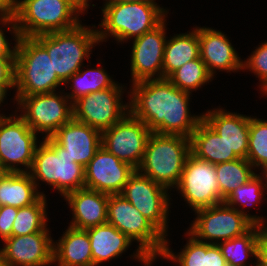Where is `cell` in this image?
<instances>
[{
  "instance_id": "1",
  "label": "cell",
  "mask_w": 267,
  "mask_h": 266,
  "mask_svg": "<svg viewBox=\"0 0 267 266\" xmlns=\"http://www.w3.org/2000/svg\"><path fill=\"white\" fill-rule=\"evenodd\" d=\"M130 93V94H129ZM129 113L158 134L190 138L203 119L190 114V93L174 86L167 78L132 83Z\"/></svg>"
},
{
  "instance_id": "2",
  "label": "cell",
  "mask_w": 267,
  "mask_h": 266,
  "mask_svg": "<svg viewBox=\"0 0 267 266\" xmlns=\"http://www.w3.org/2000/svg\"><path fill=\"white\" fill-rule=\"evenodd\" d=\"M101 10L103 18L99 26L102 30L97 29L99 42L109 36L120 43L141 37L157 27L168 14L155 1L105 2Z\"/></svg>"
},
{
  "instance_id": "3",
  "label": "cell",
  "mask_w": 267,
  "mask_h": 266,
  "mask_svg": "<svg viewBox=\"0 0 267 266\" xmlns=\"http://www.w3.org/2000/svg\"><path fill=\"white\" fill-rule=\"evenodd\" d=\"M107 223L139 243L132 257L144 266L162 255L166 237L121 194L109 195Z\"/></svg>"
},
{
  "instance_id": "4",
  "label": "cell",
  "mask_w": 267,
  "mask_h": 266,
  "mask_svg": "<svg viewBox=\"0 0 267 266\" xmlns=\"http://www.w3.org/2000/svg\"><path fill=\"white\" fill-rule=\"evenodd\" d=\"M190 154L189 138L152 132L137 170L171 191L179 183Z\"/></svg>"
},
{
  "instance_id": "5",
  "label": "cell",
  "mask_w": 267,
  "mask_h": 266,
  "mask_svg": "<svg viewBox=\"0 0 267 266\" xmlns=\"http://www.w3.org/2000/svg\"><path fill=\"white\" fill-rule=\"evenodd\" d=\"M13 14L21 37L66 31L82 22V13L68 0H16Z\"/></svg>"
},
{
  "instance_id": "6",
  "label": "cell",
  "mask_w": 267,
  "mask_h": 266,
  "mask_svg": "<svg viewBox=\"0 0 267 266\" xmlns=\"http://www.w3.org/2000/svg\"><path fill=\"white\" fill-rule=\"evenodd\" d=\"M63 84L47 50L34 37L19 36L16 43L15 96L51 93Z\"/></svg>"
},
{
  "instance_id": "7",
  "label": "cell",
  "mask_w": 267,
  "mask_h": 266,
  "mask_svg": "<svg viewBox=\"0 0 267 266\" xmlns=\"http://www.w3.org/2000/svg\"><path fill=\"white\" fill-rule=\"evenodd\" d=\"M34 38L47 50L53 68L63 83L84 66L83 61L90 59L91 48L99 43L97 29L83 26L82 23L70 30Z\"/></svg>"
},
{
  "instance_id": "8",
  "label": "cell",
  "mask_w": 267,
  "mask_h": 266,
  "mask_svg": "<svg viewBox=\"0 0 267 266\" xmlns=\"http://www.w3.org/2000/svg\"><path fill=\"white\" fill-rule=\"evenodd\" d=\"M39 144L29 171L36 187H39L41 180L59 191L62 197L85 188V167L72 162L65 149L51 137L43 138Z\"/></svg>"
},
{
  "instance_id": "9",
  "label": "cell",
  "mask_w": 267,
  "mask_h": 266,
  "mask_svg": "<svg viewBox=\"0 0 267 266\" xmlns=\"http://www.w3.org/2000/svg\"><path fill=\"white\" fill-rule=\"evenodd\" d=\"M56 91L29 96H15L21 109L19 115L27 125L43 138L51 137L61 126L73 118L72 102L64 93Z\"/></svg>"
},
{
  "instance_id": "10",
  "label": "cell",
  "mask_w": 267,
  "mask_h": 266,
  "mask_svg": "<svg viewBox=\"0 0 267 266\" xmlns=\"http://www.w3.org/2000/svg\"><path fill=\"white\" fill-rule=\"evenodd\" d=\"M37 135L20 116H0V166L6 172H29L40 143Z\"/></svg>"
},
{
  "instance_id": "11",
  "label": "cell",
  "mask_w": 267,
  "mask_h": 266,
  "mask_svg": "<svg viewBox=\"0 0 267 266\" xmlns=\"http://www.w3.org/2000/svg\"><path fill=\"white\" fill-rule=\"evenodd\" d=\"M195 214L197 217L188 232L209 244L217 245L219 241L240 237L254 226L244 214L224 202L196 210Z\"/></svg>"
},
{
  "instance_id": "12",
  "label": "cell",
  "mask_w": 267,
  "mask_h": 266,
  "mask_svg": "<svg viewBox=\"0 0 267 266\" xmlns=\"http://www.w3.org/2000/svg\"><path fill=\"white\" fill-rule=\"evenodd\" d=\"M123 86L113 87L82 96L72 103L73 119L101 132L111 128L129 113V103H123Z\"/></svg>"
},
{
  "instance_id": "13",
  "label": "cell",
  "mask_w": 267,
  "mask_h": 266,
  "mask_svg": "<svg viewBox=\"0 0 267 266\" xmlns=\"http://www.w3.org/2000/svg\"><path fill=\"white\" fill-rule=\"evenodd\" d=\"M121 195L167 238L171 199L167 188L135 170Z\"/></svg>"
},
{
  "instance_id": "14",
  "label": "cell",
  "mask_w": 267,
  "mask_h": 266,
  "mask_svg": "<svg viewBox=\"0 0 267 266\" xmlns=\"http://www.w3.org/2000/svg\"><path fill=\"white\" fill-rule=\"evenodd\" d=\"M195 212L222 203L215 165L189 155L175 187Z\"/></svg>"
},
{
  "instance_id": "15",
  "label": "cell",
  "mask_w": 267,
  "mask_h": 266,
  "mask_svg": "<svg viewBox=\"0 0 267 266\" xmlns=\"http://www.w3.org/2000/svg\"><path fill=\"white\" fill-rule=\"evenodd\" d=\"M151 133L144 122L128 113L111 128L102 131V147L137 170Z\"/></svg>"
},
{
  "instance_id": "16",
  "label": "cell",
  "mask_w": 267,
  "mask_h": 266,
  "mask_svg": "<svg viewBox=\"0 0 267 266\" xmlns=\"http://www.w3.org/2000/svg\"><path fill=\"white\" fill-rule=\"evenodd\" d=\"M166 19L153 30L133 40L131 52L132 83L163 78V58L166 43Z\"/></svg>"
},
{
  "instance_id": "17",
  "label": "cell",
  "mask_w": 267,
  "mask_h": 266,
  "mask_svg": "<svg viewBox=\"0 0 267 266\" xmlns=\"http://www.w3.org/2000/svg\"><path fill=\"white\" fill-rule=\"evenodd\" d=\"M135 169L120 161L102 146L85 167V188L112 194H121Z\"/></svg>"
},
{
  "instance_id": "18",
  "label": "cell",
  "mask_w": 267,
  "mask_h": 266,
  "mask_svg": "<svg viewBox=\"0 0 267 266\" xmlns=\"http://www.w3.org/2000/svg\"><path fill=\"white\" fill-rule=\"evenodd\" d=\"M48 228L5 239L0 248L8 266H50L53 263V245Z\"/></svg>"
},
{
  "instance_id": "19",
  "label": "cell",
  "mask_w": 267,
  "mask_h": 266,
  "mask_svg": "<svg viewBox=\"0 0 267 266\" xmlns=\"http://www.w3.org/2000/svg\"><path fill=\"white\" fill-rule=\"evenodd\" d=\"M51 138L65 149L72 162L83 167L93 159L102 146V132L87 124L71 119L61 126Z\"/></svg>"
},
{
  "instance_id": "20",
  "label": "cell",
  "mask_w": 267,
  "mask_h": 266,
  "mask_svg": "<svg viewBox=\"0 0 267 266\" xmlns=\"http://www.w3.org/2000/svg\"><path fill=\"white\" fill-rule=\"evenodd\" d=\"M198 39L200 58L213 78L216 69L227 73L243 70L241 58L224 33L209 27H198Z\"/></svg>"
},
{
  "instance_id": "21",
  "label": "cell",
  "mask_w": 267,
  "mask_h": 266,
  "mask_svg": "<svg viewBox=\"0 0 267 266\" xmlns=\"http://www.w3.org/2000/svg\"><path fill=\"white\" fill-rule=\"evenodd\" d=\"M203 120L219 134L239 158L247 159L250 117L217 108L202 114Z\"/></svg>"
},
{
  "instance_id": "22",
  "label": "cell",
  "mask_w": 267,
  "mask_h": 266,
  "mask_svg": "<svg viewBox=\"0 0 267 266\" xmlns=\"http://www.w3.org/2000/svg\"><path fill=\"white\" fill-rule=\"evenodd\" d=\"M64 198L73 211L69 226L86 230L107 223L109 194L82 188Z\"/></svg>"
},
{
  "instance_id": "23",
  "label": "cell",
  "mask_w": 267,
  "mask_h": 266,
  "mask_svg": "<svg viewBox=\"0 0 267 266\" xmlns=\"http://www.w3.org/2000/svg\"><path fill=\"white\" fill-rule=\"evenodd\" d=\"M53 245V263L58 266H92L91 243L85 229L68 226Z\"/></svg>"
},
{
  "instance_id": "24",
  "label": "cell",
  "mask_w": 267,
  "mask_h": 266,
  "mask_svg": "<svg viewBox=\"0 0 267 266\" xmlns=\"http://www.w3.org/2000/svg\"><path fill=\"white\" fill-rule=\"evenodd\" d=\"M189 139L190 153L197 159L215 165L239 158L203 119Z\"/></svg>"
},
{
  "instance_id": "25",
  "label": "cell",
  "mask_w": 267,
  "mask_h": 266,
  "mask_svg": "<svg viewBox=\"0 0 267 266\" xmlns=\"http://www.w3.org/2000/svg\"><path fill=\"white\" fill-rule=\"evenodd\" d=\"M92 250V266L121 256L133 242L111 224L86 229Z\"/></svg>"
},
{
  "instance_id": "26",
  "label": "cell",
  "mask_w": 267,
  "mask_h": 266,
  "mask_svg": "<svg viewBox=\"0 0 267 266\" xmlns=\"http://www.w3.org/2000/svg\"><path fill=\"white\" fill-rule=\"evenodd\" d=\"M42 195L29 172H5L0 178V207L29 206Z\"/></svg>"
},
{
  "instance_id": "27",
  "label": "cell",
  "mask_w": 267,
  "mask_h": 266,
  "mask_svg": "<svg viewBox=\"0 0 267 266\" xmlns=\"http://www.w3.org/2000/svg\"><path fill=\"white\" fill-rule=\"evenodd\" d=\"M200 57L198 27L166 40L163 58V78H168L185 63Z\"/></svg>"
},
{
  "instance_id": "28",
  "label": "cell",
  "mask_w": 267,
  "mask_h": 266,
  "mask_svg": "<svg viewBox=\"0 0 267 266\" xmlns=\"http://www.w3.org/2000/svg\"><path fill=\"white\" fill-rule=\"evenodd\" d=\"M263 229L260 225H254L244 235L217 244L228 266H246L250 255L256 258L257 241Z\"/></svg>"
},
{
  "instance_id": "29",
  "label": "cell",
  "mask_w": 267,
  "mask_h": 266,
  "mask_svg": "<svg viewBox=\"0 0 267 266\" xmlns=\"http://www.w3.org/2000/svg\"><path fill=\"white\" fill-rule=\"evenodd\" d=\"M254 169L248 160L243 158L215 164L221 200L224 201L237 187L253 178L256 175Z\"/></svg>"
},
{
  "instance_id": "30",
  "label": "cell",
  "mask_w": 267,
  "mask_h": 266,
  "mask_svg": "<svg viewBox=\"0 0 267 266\" xmlns=\"http://www.w3.org/2000/svg\"><path fill=\"white\" fill-rule=\"evenodd\" d=\"M111 78L112 77L107 74L104 68L101 67L95 69L91 68L85 71L84 69L83 71L80 69L64 83L68 85L69 82H72V84H70L72 91L68 94L66 93V95L73 103L82 96L113 87L116 81H113Z\"/></svg>"
},
{
  "instance_id": "31",
  "label": "cell",
  "mask_w": 267,
  "mask_h": 266,
  "mask_svg": "<svg viewBox=\"0 0 267 266\" xmlns=\"http://www.w3.org/2000/svg\"><path fill=\"white\" fill-rule=\"evenodd\" d=\"M264 187L262 179L256 174L245 184L237 187L231 194L223 201L228 206L235 208L244 214L254 225H260L267 228L266 218L262 216L249 215L243 209H239L240 206L246 207L259 204L262 202L261 199L264 198ZM239 206V207H237Z\"/></svg>"
},
{
  "instance_id": "32",
  "label": "cell",
  "mask_w": 267,
  "mask_h": 266,
  "mask_svg": "<svg viewBox=\"0 0 267 266\" xmlns=\"http://www.w3.org/2000/svg\"><path fill=\"white\" fill-rule=\"evenodd\" d=\"M46 196L42 195L35 203L18 208L13 221L12 236L38 233L47 228Z\"/></svg>"
},
{
  "instance_id": "33",
  "label": "cell",
  "mask_w": 267,
  "mask_h": 266,
  "mask_svg": "<svg viewBox=\"0 0 267 266\" xmlns=\"http://www.w3.org/2000/svg\"><path fill=\"white\" fill-rule=\"evenodd\" d=\"M167 79L177 88L192 94L194 90L196 91L205 83L212 81L213 77L208 73L205 63L199 57L185 63Z\"/></svg>"
},
{
  "instance_id": "34",
  "label": "cell",
  "mask_w": 267,
  "mask_h": 266,
  "mask_svg": "<svg viewBox=\"0 0 267 266\" xmlns=\"http://www.w3.org/2000/svg\"><path fill=\"white\" fill-rule=\"evenodd\" d=\"M247 160L255 169L267 164V120L250 116Z\"/></svg>"
},
{
  "instance_id": "35",
  "label": "cell",
  "mask_w": 267,
  "mask_h": 266,
  "mask_svg": "<svg viewBox=\"0 0 267 266\" xmlns=\"http://www.w3.org/2000/svg\"><path fill=\"white\" fill-rule=\"evenodd\" d=\"M185 234L188 235L189 240L179 254L171 251L168 239H165L164 250L160 258L177 262L179 266H205V242L197 240L189 232Z\"/></svg>"
},
{
  "instance_id": "36",
  "label": "cell",
  "mask_w": 267,
  "mask_h": 266,
  "mask_svg": "<svg viewBox=\"0 0 267 266\" xmlns=\"http://www.w3.org/2000/svg\"><path fill=\"white\" fill-rule=\"evenodd\" d=\"M252 52L248 59L242 61V69H249L257 75L256 77L261 81V92L267 95V41Z\"/></svg>"
},
{
  "instance_id": "37",
  "label": "cell",
  "mask_w": 267,
  "mask_h": 266,
  "mask_svg": "<svg viewBox=\"0 0 267 266\" xmlns=\"http://www.w3.org/2000/svg\"><path fill=\"white\" fill-rule=\"evenodd\" d=\"M0 23H2L0 28V57H16V43L19 38V34L13 12L0 13ZM5 25H8V27L6 28ZM3 26L14 35L15 45L13 46V49H11L12 47H10V43L7 41L8 39L2 29Z\"/></svg>"
},
{
  "instance_id": "38",
  "label": "cell",
  "mask_w": 267,
  "mask_h": 266,
  "mask_svg": "<svg viewBox=\"0 0 267 266\" xmlns=\"http://www.w3.org/2000/svg\"><path fill=\"white\" fill-rule=\"evenodd\" d=\"M16 57H0V85L7 91L15 88Z\"/></svg>"
},
{
  "instance_id": "39",
  "label": "cell",
  "mask_w": 267,
  "mask_h": 266,
  "mask_svg": "<svg viewBox=\"0 0 267 266\" xmlns=\"http://www.w3.org/2000/svg\"><path fill=\"white\" fill-rule=\"evenodd\" d=\"M17 212V207H0V239H2V242L12 236L13 221L17 215Z\"/></svg>"
},
{
  "instance_id": "40",
  "label": "cell",
  "mask_w": 267,
  "mask_h": 266,
  "mask_svg": "<svg viewBox=\"0 0 267 266\" xmlns=\"http://www.w3.org/2000/svg\"><path fill=\"white\" fill-rule=\"evenodd\" d=\"M205 266H228L218 245L205 242Z\"/></svg>"
},
{
  "instance_id": "41",
  "label": "cell",
  "mask_w": 267,
  "mask_h": 266,
  "mask_svg": "<svg viewBox=\"0 0 267 266\" xmlns=\"http://www.w3.org/2000/svg\"><path fill=\"white\" fill-rule=\"evenodd\" d=\"M255 266H267V228H264L257 241V255Z\"/></svg>"
},
{
  "instance_id": "42",
  "label": "cell",
  "mask_w": 267,
  "mask_h": 266,
  "mask_svg": "<svg viewBox=\"0 0 267 266\" xmlns=\"http://www.w3.org/2000/svg\"><path fill=\"white\" fill-rule=\"evenodd\" d=\"M73 6H75L81 13L85 14V10L90 6L89 0H68ZM84 11V12H83Z\"/></svg>"
},
{
  "instance_id": "43",
  "label": "cell",
  "mask_w": 267,
  "mask_h": 266,
  "mask_svg": "<svg viewBox=\"0 0 267 266\" xmlns=\"http://www.w3.org/2000/svg\"><path fill=\"white\" fill-rule=\"evenodd\" d=\"M14 2L12 0H0V13L13 12Z\"/></svg>"
},
{
  "instance_id": "44",
  "label": "cell",
  "mask_w": 267,
  "mask_h": 266,
  "mask_svg": "<svg viewBox=\"0 0 267 266\" xmlns=\"http://www.w3.org/2000/svg\"><path fill=\"white\" fill-rule=\"evenodd\" d=\"M258 169H262L260 175L258 174V176L262 179L263 187H264V190L266 191L267 190V164H265L264 166Z\"/></svg>"
},
{
  "instance_id": "45",
  "label": "cell",
  "mask_w": 267,
  "mask_h": 266,
  "mask_svg": "<svg viewBox=\"0 0 267 266\" xmlns=\"http://www.w3.org/2000/svg\"><path fill=\"white\" fill-rule=\"evenodd\" d=\"M7 92L8 91L2 85H0V104L4 103L3 101L6 99ZM2 115H3V113L0 114V116H2Z\"/></svg>"
},
{
  "instance_id": "46",
  "label": "cell",
  "mask_w": 267,
  "mask_h": 266,
  "mask_svg": "<svg viewBox=\"0 0 267 266\" xmlns=\"http://www.w3.org/2000/svg\"><path fill=\"white\" fill-rule=\"evenodd\" d=\"M143 1H155V0H106L105 2H143Z\"/></svg>"
},
{
  "instance_id": "47",
  "label": "cell",
  "mask_w": 267,
  "mask_h": 266,
  "mask_svg": "<svg viewBox=\"0 0 267 266\" xmlns=\"http://www.w3.org/2000/svg\"><path fill=\"white\" fill-rule=\"evenodd\" d=\"M0 266H8L1 250H0Z\"/></svg>"
},
{
  "instance_id": "48",
  "label": "cell",
  "mask_w": 267,
  "mask_h": 266,
  "mask_svg": "<svg viewBox=\"0 0 267 266\" xmlns=\"http://www.w3.org/2000/svg\"><path fill=\"white\" fill-rule=\"evenodd\" d=\"M6 171L0 166V178L4 175Z\"/></svg>"
}]
</instances>
